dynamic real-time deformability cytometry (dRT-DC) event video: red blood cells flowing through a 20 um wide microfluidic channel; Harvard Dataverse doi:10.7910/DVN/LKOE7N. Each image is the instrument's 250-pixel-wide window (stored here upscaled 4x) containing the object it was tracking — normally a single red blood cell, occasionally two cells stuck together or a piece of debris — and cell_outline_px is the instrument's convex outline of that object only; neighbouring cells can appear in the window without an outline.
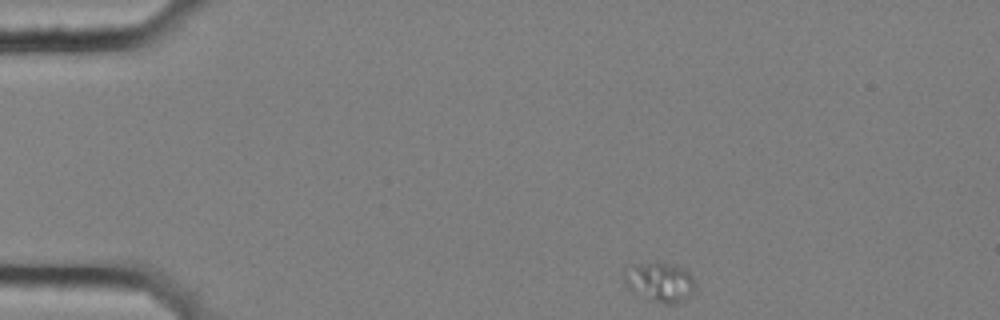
{"species": "common noctule bat (a hibernating species)", "species_latin": "Nyctalus noctula", "temperature_condition": "cold", "stored_images_in_passage": 49, "camera_frame_rate_fps": 3000, "um_per_image_px": 0.085, "animal": {"sex": "female", "body_mass_g": 25.1}, "frame": {"image": 1, "passage_image": 1, "time_ms": 0.0, "image_size_px": [1000, 320], "cell_outline_px": [[696, 296], [672, 304], [664, 304], [628, 288], [624, 280], [624, 268], [636, 264], [668, 264], [684, 268], [692, 276], [696, 284]], "centroid_in_image_um": [56.17, 23.99], "position_along_channel_um": 28.8, "area_um2": 16.13}}
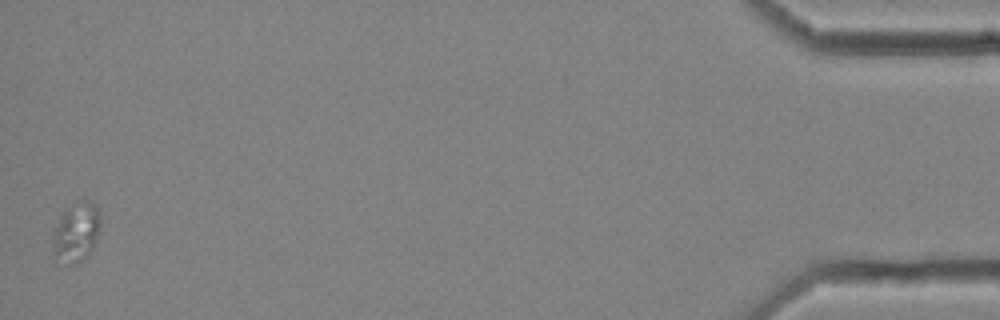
{"frame": {"image": 2, "passage_image": 49, "time_ms": 16.0, "image_size_px": [1000, 320], "cell_outline_px": [[100, 224], [92, 248], [80, 260], [68, 264], [52, 256], [52, 232], [64, 208], [80, 200], [88, 200], [100, 208]], "centroid_in_image_um": [6.43, 19.67], "position_along_channel_um": 428.8, "area_um2": 16.53}}